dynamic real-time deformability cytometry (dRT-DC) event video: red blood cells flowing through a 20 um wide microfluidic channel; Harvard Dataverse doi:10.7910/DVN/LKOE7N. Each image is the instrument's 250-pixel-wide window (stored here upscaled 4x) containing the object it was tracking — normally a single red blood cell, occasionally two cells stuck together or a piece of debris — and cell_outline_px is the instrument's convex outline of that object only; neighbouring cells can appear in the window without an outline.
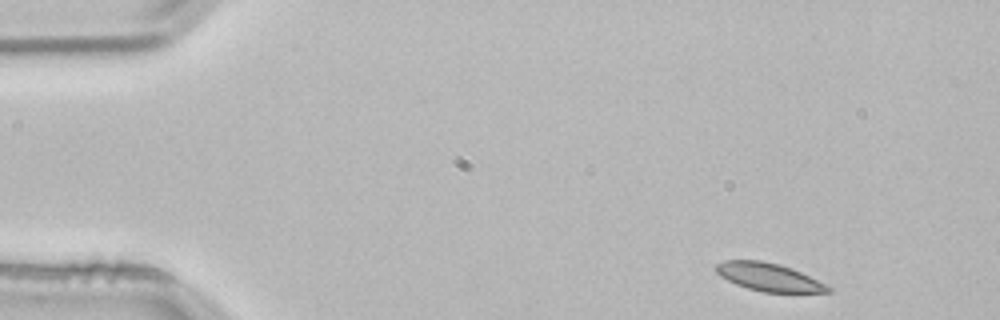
{"species": "common noctule bat (a hibernating species)", "species_latin": "Nyctalus noctula", "temperature_condition": "room temperature", "stored_images_in_passage": 4, "segment_of_instrument_passage": [1, 2], "camera_frame_rate_fps": 3000, "um_per_image_px": 0.085, "animal": {"sex": "male", "body_mass_g": 21.5, "forearm_length_mm": 52.0}, "frame": {"image": 1, "passage_image": 1, "time_ms": 0.0, "image_size_px": [1000, 320], "cell_outline_px": [[832, 292], [764, 292], [748, 288], [736, 284], [720, 276], [716, 272], [716, 264], [724, 260], [760, 260], [780, 264], [800, 272], [832, 288]], "centroid_in_image_um": [65.31, 23.54], "position_along_channel_um": 19.7, "area_um2": 17.98}}
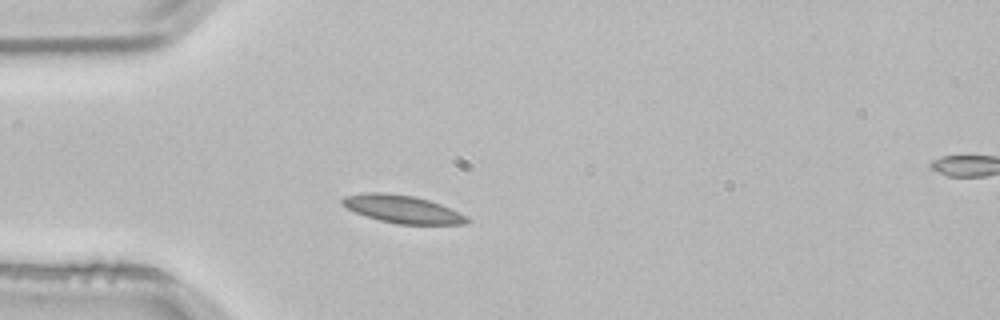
{"frame": {"image": 2, "passage_image": 3, "time_ms": 0.667, "image_size_px": [1000, 320], "cell_outline_px": [[472, 220], [468, 224], [396, 224], [380, 220], [356, 212], [340, 204], [340, 200], [344, 196], [364, 192], [384, 192], [412, 196], [428, 200], [440, 204], [468, 216]], "centroid_in_image_um": [34.21, 17.77], "position_along_channel_um": 50.8, "area_um2": 20.17}}